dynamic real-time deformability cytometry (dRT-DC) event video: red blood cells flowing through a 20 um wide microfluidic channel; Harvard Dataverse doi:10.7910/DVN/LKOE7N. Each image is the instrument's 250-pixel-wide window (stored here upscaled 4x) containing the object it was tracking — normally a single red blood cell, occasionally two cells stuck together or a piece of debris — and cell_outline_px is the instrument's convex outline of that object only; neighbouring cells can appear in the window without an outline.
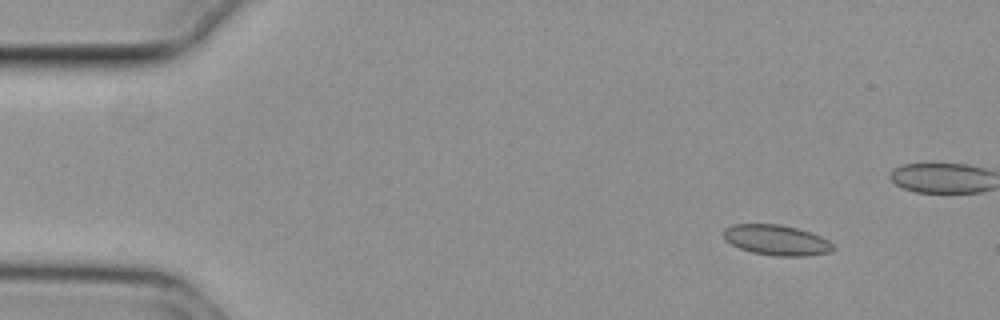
{"species": "common noctule bat (a hibernating species)", "species_latin": "Nyctalus noctula", "temperature_condition": "cold", "stored_images_in_passage": 38, "camera_frame_rate_fps": 3000, "um_per_image_px": 0.085, "animal": {"sex": "female", "body_mass_g": 29.2, "forearm_length_mm": 56.3}, "frame": {"image": 1, "passage_image": 1, "time_ms": 0.0, "image_size_px": [1000, 320], "cell_outline_px": [[836, 248], [832, 252], [808, 256], [776, 256], [752, 252], [740, 248], [724, 240], [724, 228], [732, 224], [780, 224], [796, 228], [820, 236], [828, 240]], "centroid_in_image_um": [66.01, 20.41], "position_along_channel_um": 19.0, "area_um2": 19.42}}
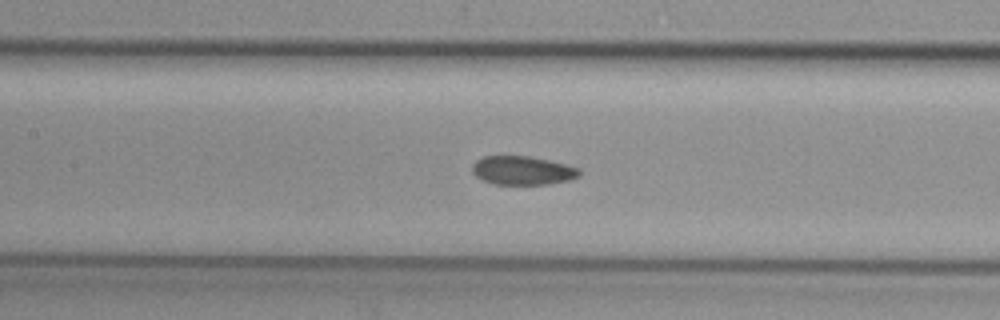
{"frame": {"image": 2, "passage_image": 20, "time_ms": 6.333, "image_size_px": [1000, 320], "cell_outline_px": [[580, 176], [568, 180], [548, 184], [492, 184], [476, 176], [472, 172], [472, 164], [476, 160], [484, 156], [528, 156], [548, 160], [580, 168]], "centroid_in_image_um": [44.4, 14.49], "position_along_channel_um": 163.0, "area_um2": 17.86}}
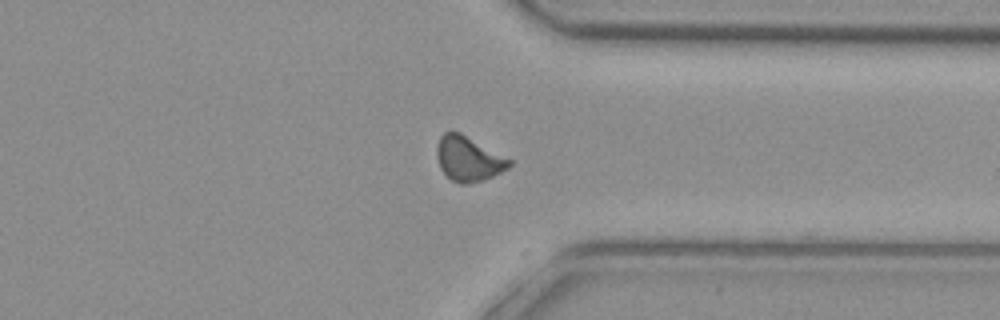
{"frame": {"image": 3, "passage_image": 37, "time_ms": 12.0, "image_size_px": [1000, 320], "cell_outline_px": [[512, 164], [508, 168], [492, 176], [468, 184], [460, 184], [452, 180], [440, 168], [436, 156], [436, 148], [440, 136], [444, 132], [460, 132], [512, 160]], "centroid_in_image_um": [39.8, 13.49], "position_along_channel_um": 371.6, "area_um2": 18.73}, "authors_computed_cell_mechanics": {"area_um2": 18.785, "velocity_mm_per_s": 3.7278, "shape_relaxation_time_tau1_ms": null, "shape_relaxation_time_tau2_ms": 4.7188, "deformation_change_tau1": null, "deformation_change_tau2": 0.0889}}